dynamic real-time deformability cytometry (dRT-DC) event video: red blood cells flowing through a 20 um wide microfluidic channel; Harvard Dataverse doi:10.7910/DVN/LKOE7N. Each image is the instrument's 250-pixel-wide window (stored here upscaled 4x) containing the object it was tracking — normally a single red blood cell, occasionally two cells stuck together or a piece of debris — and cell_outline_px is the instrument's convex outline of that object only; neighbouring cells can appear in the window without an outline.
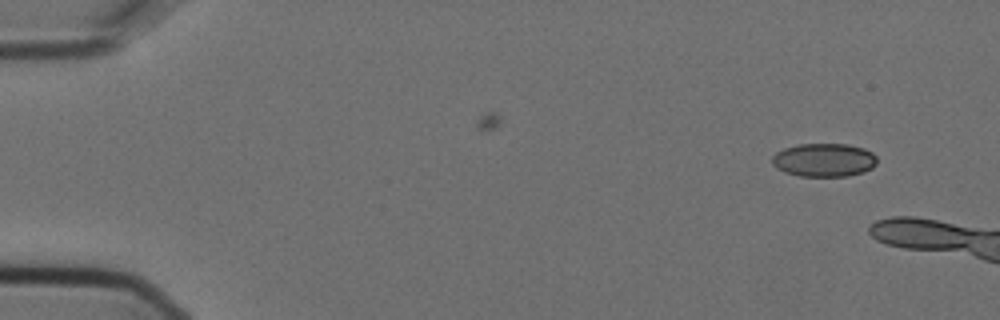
{"species": "Egyptian fruit bat (a non-hibernating species)", "species_latin": "Rousettus aegyptiacus", "temperature_condition": "cold", "stored_images_in_passage": 3, "camera_frame_rate_fps": 3000, "um_per_image_px": 0.085, "animal": {"sex": "female"}, "frame": {"image": 1, "passage_image": 1, "time_ms": 0.0, "image_size_px": [1000, 320], "cell_outline_px": [[876, 164], [872, 168], [864, 172], [848, 176], [800, 176], [784, 172], [776, 168], [772, 164], [772, 156], [776, 152], [784, 148], [800, 144], [848, 144], [864, 148], [872, 152], [876, 156]], "centroid_in_image_um": [70.04, 13.6], "position_along_channel_um": 15.0, "area_um2": 20.58}}